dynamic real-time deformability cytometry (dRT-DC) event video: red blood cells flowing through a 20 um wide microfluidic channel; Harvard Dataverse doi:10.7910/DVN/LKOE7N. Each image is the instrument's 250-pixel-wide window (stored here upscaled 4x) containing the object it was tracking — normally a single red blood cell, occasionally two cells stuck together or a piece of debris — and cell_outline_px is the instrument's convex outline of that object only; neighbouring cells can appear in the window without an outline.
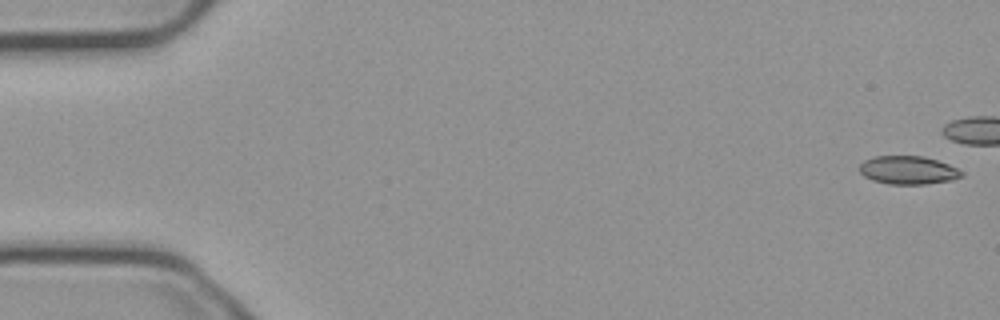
{"species": "common noctule bat (a hibernating species)", "species_latin": "Nyctalus noctula", "temperature_condition": "cold", "stored_images_in_passage": 43, "camera_frame_rate_fps": 3000, "um_per_image_px": 0.085, "animal": {"sex": "male", "body_mass_g": 23.1, "forearm_length_mm": 52.7}, "frame": {"image": 1, "passage_image": 1, "time_ms": 0.0, "image_size_px": [1000, 320], "cell_outline_px": [[964, 176], [952, 180], [924, 184], [888, 184], [872, 180], [864, 176], [860, 172], [860, 164], [864, 160], [872, 156], [924, 156], [948, 164], [964, 172]], "centroid_in_image_um": [77.19, 14.46], "position_along_channel_um": 7.8, "area_um2": 16.88}}
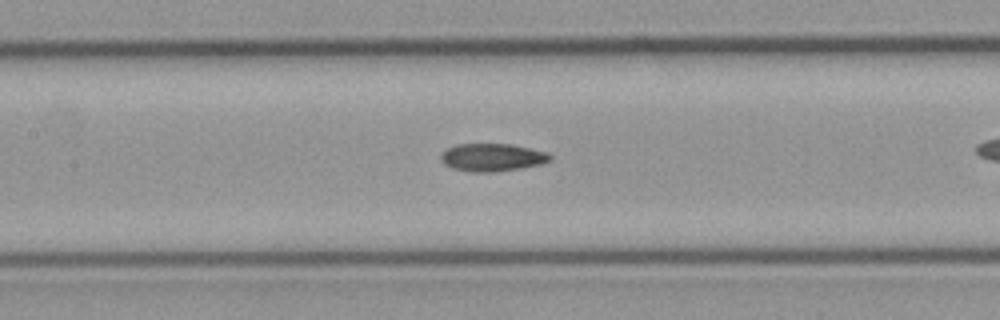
{"frame": {"image": 2, "passage_image": 25, "time_ms": 8.0, "image_size_px": [1000, 320], "cell_outline_px": [[552, 160], [540, 164], [520, 168], [492, 172], [472, 172], [452, 168], [444, 164], [440, 160], [440, 156], [448, 148], [456, 144], [512, 144], [548, 152], [552, 156]], "centroid_in_image_um": [41.85, 13.37], "position_along_channel_um": 165.6, "area_um2": 17.69}}
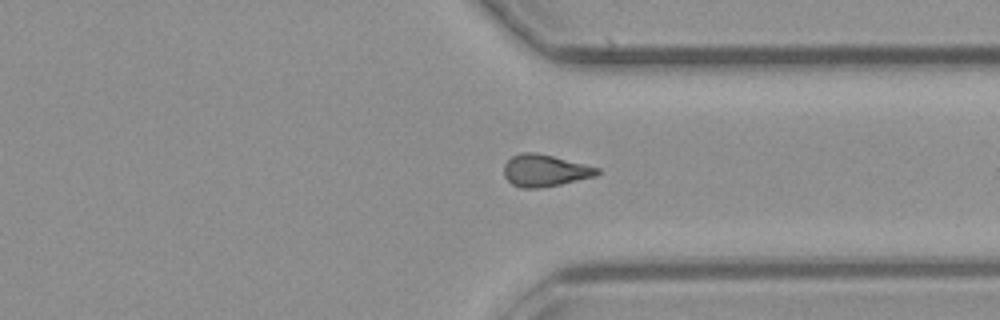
{"frame": {"image": 3, "passage_image": 41, "time_ms": 13.333, "image_size_px": [1000, 320], "cell_outline_px": [[600, 172], [596, 176], [560, 184], [540, 188], [520, 188], [512, 184], [504, 176], [504, 164], [512, 156], [520, 152], [536, 152], [600, 168]], "centroid_in_image_um": [46.29, 14.49], "position_along_channel_um": 365.1, "area_um2": 17.34}}